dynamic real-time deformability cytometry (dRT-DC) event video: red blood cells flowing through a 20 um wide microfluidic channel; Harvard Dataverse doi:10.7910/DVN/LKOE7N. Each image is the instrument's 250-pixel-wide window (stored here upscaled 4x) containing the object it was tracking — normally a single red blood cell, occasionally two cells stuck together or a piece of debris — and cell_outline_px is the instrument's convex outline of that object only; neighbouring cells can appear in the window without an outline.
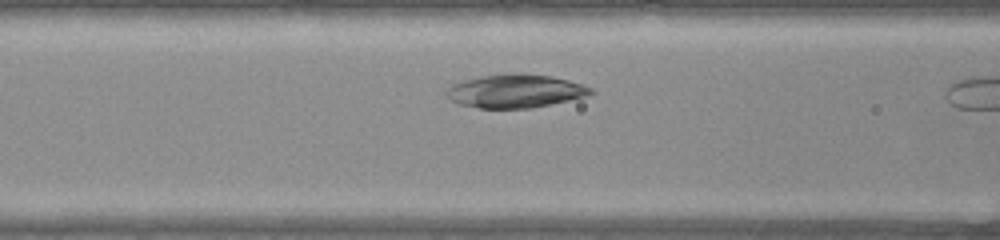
{"species": "common noctule bat (a hibernating species)", "species_latin": "Nyctalus noctula", "temperature_condition": "warm", "stored_images_in_passage": 9, "camera_frame_rate_fps": 3000, "um_per_image_px": 0.085, "animal": {"sex": "female", "body_mass_g": 22.0, "forearm_length_mm": 56.7}, "frame": {"image": 1, "passage_image": 7, "time_ms": 2.0, "image_size_px": [1000, 240], "cell_outline_px": [[596, 92], [584, 96], [568, 100], [532, 108], [480, 108], [460, 104], [452, 100], [444, 92], [452, 84], [464, 80], [480, 76], [512, 72], [524, 72], [552, 76], [584, 84], [592, 88]], "centroid_in_image_um": [43.81, 7.71], "position_along_channel_um": 122.8, "area_um2": 28.26}}